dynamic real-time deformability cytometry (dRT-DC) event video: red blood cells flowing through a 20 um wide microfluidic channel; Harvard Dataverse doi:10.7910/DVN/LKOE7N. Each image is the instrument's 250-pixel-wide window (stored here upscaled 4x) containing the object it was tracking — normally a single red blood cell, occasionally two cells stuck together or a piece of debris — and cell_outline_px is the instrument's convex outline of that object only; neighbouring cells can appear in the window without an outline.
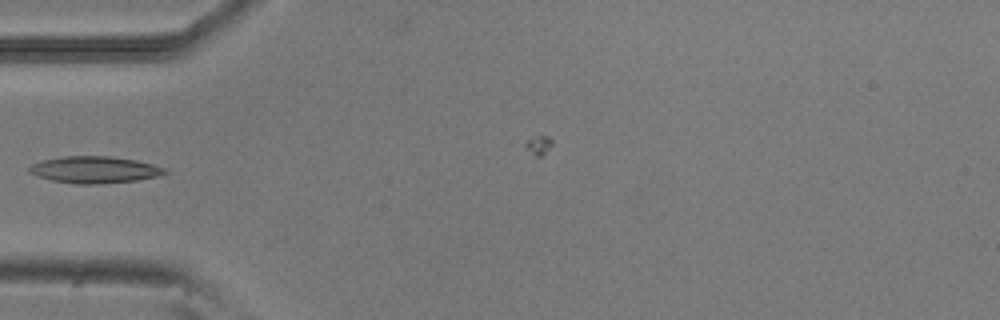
{"species": "common noctule bat (a hibernating species)", "species_latin": "Nyctalus noctula", "temperature_condition": "room temperature", "stored_images_in_passage": 5, "camera_frame_rate_fps": 3000, "um_per_image_px": 0.085, "animal": {"sex": "male", "body_mass_g": 20.5, "forearm_length_mm": 52.5}, "frame": {"image": 1, "passage_image": 4, "time_ms": 1.0, "image_size_px": [1000, 320], "cell_outline_px": [[168, 172], [156, 176], [136, 180], [100, 184], [76, 184], [52, 180], [36, 176], [28, 172], [28, 168], [32, 164], [44, 160], [64, 156], [108, 156], [136, 160], [168, 168]], "centroid_in_image_um": [8.03, 14.43], "position_along_channel_um": 77.0, "area_um2": 21.1}}